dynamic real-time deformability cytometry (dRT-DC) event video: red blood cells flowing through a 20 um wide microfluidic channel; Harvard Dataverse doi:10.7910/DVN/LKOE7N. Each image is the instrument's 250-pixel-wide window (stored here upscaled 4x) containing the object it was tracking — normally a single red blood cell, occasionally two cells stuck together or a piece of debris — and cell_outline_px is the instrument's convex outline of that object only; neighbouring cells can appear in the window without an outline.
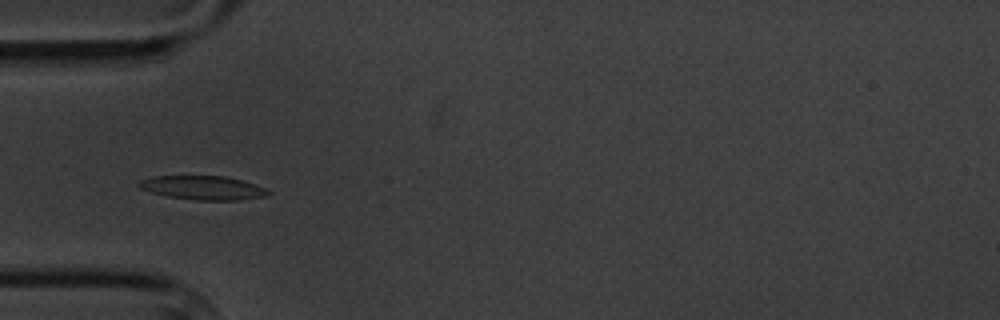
{"species": "common noctule bat (a hibernating species)", "species_latin": "Nyctalus noctula", "temperature_condition": "cold", "stored_images_in_passage": 14, "camera_frame_rate_fps": 3000, "um_per_image_px": 0.085, "animal": {"sex": "male", "body_mass_g": 20.1, "forearm_length_mm": 53.5}, "frame": {"image": 1, "passage_image": 4, "time_ms": 4.333, "image_size_px": [1000, 320], "cell_outline_px": [[272, 192], [264, 196], [240, 200], [196, 200], [168, 196], [152, 192], [140, 188], [136, 184], [140, 180], [152, 176], [224, 176], [240, 180], [264, 188]], "centroid_in_image_um": [17.21, 15.96], "position_along_channel_um": 67.8, "area_um2": 17.74}}
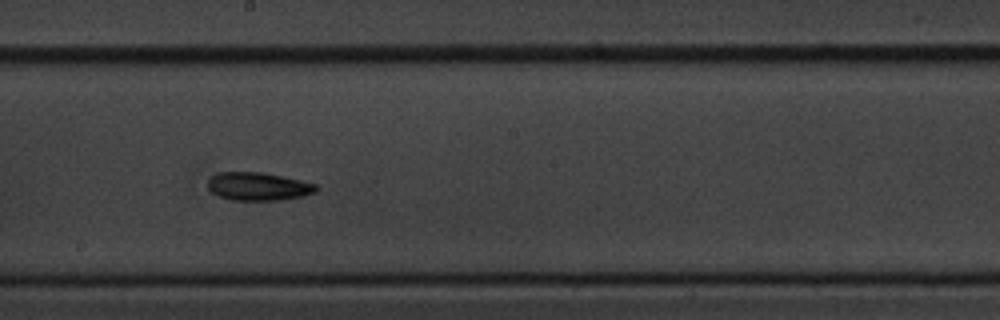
{"frame": {"image": 2, "passage_image": 8, "time_ms": 9.0, "image_size_px": [1000, 320], "cell_outline_px": [[320, 188], [316, 192], [304, 196], [280, 200], [232, 200], [220, 196], [212, 192], [208, 188], [208, 180], [216, 172], [264, 172], [300, 180], [316, 184]], "centroid_in_image_um": [21.98, 15.84], "position_along_channel_um": 226.2, "area_um2": 17.86}}
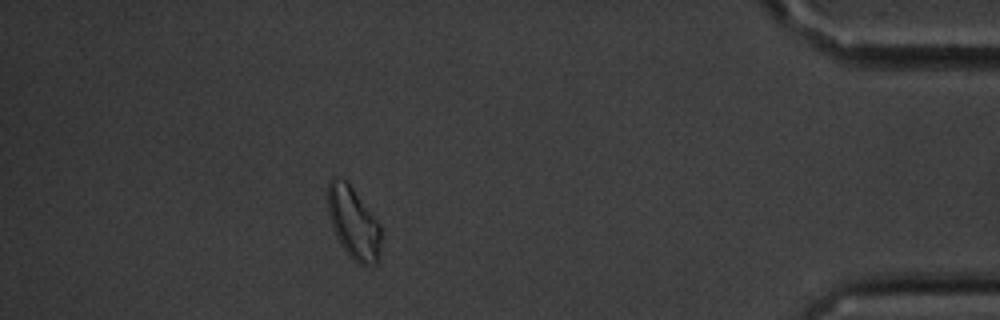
{"frame": {"image": 3, "passage_image": 13, "time_ms": 15.667, "image_size_px": [1000, 320], "cell_outline_px": [[380, 260], [376, 264], [360, 264], [352, 260], [348, 256], [340, 244], [336, 236], [328, 216], [328, 184], [332, 176], [336, 176], [344, 180], [352, 188], [380, 224]], "centroid_in_image_um": [30.03, 18.98], "position_along_channel_um": 405.2, "area_um2": 22.25}, "authors_computed_cell_mechanics": {"area_um2": 17.7735, "velocity_mm_per_s": 3.3869, "shape_relaxation_time_tau1_ms": 2.7231, "shape_relaxation_time_tau2_ms": null, "deformation_change_tau1": 0.0743, "deformation_change_tau2": null}}